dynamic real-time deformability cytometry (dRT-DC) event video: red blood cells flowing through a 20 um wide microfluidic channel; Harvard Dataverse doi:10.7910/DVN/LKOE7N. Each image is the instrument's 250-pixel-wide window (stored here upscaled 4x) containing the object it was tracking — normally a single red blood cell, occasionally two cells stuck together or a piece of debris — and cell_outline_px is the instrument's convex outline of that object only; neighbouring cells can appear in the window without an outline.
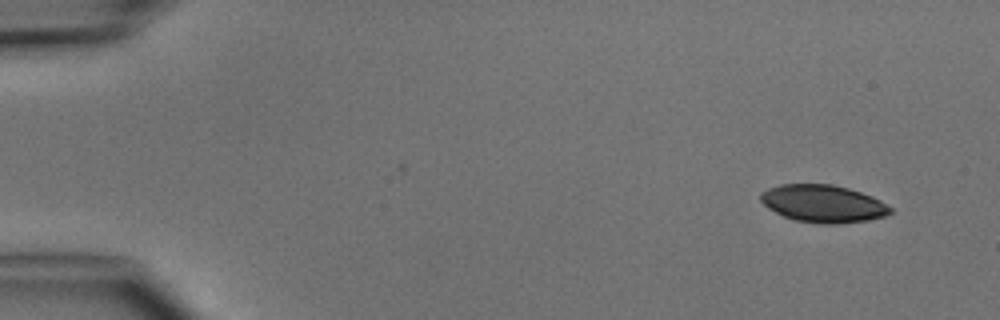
{"species": "common noctule bat (a hibernating species)", "species_latin": "Nyctalus noctula", "temperature_condition": "cold", "stored_images_in_passage": 4, "camera_frame_rate_fps": 3000, "um_per_image_px": 0.085, "animal": {"sex": "male", "body_mass_g": 15.6}, "frame": {"image": 1, "passage_image": 1, "time_ms": 0.0, "image_size_px": [1000, 320], "cell_outline_px": [[892, 212], [884, 216], [868, 220], [836, 224], [816, 224], [792, 220], [768, 208], [760, 200], [760, 192], [768, 188], [780, 184], [832, 184], [848, 188], [872, 196], [880, 200], [892, 208]], "centroid_in_image_um": [69.94, 17.31], "position_along_channel_um": 15.1, "area_um2": 28.5}}
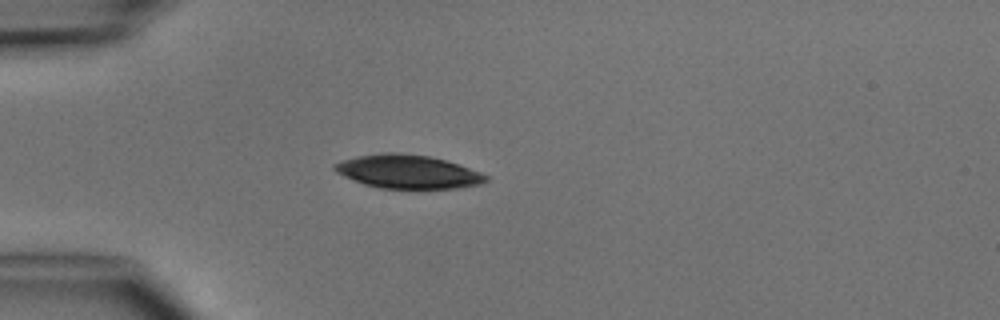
{"frame": {"image": 2, "passage_image": 4, "time_ms": 3.333, "image_size_px": [1000, 320], "cell_outline_px": [[488, 180], [480, 184], [456, 188], [380, 188], [364, 184], [344, 176], [336, 172], [332, 168], [332, 164], [356, 156], [384, 152], [396, 152], [428, 156], [444, 160], [480, 172], [488, 176]], "centroid_in_image_um": [34.63, 14.59], "position_along_channel_um": 50.4, "area_um2": 29.3}}